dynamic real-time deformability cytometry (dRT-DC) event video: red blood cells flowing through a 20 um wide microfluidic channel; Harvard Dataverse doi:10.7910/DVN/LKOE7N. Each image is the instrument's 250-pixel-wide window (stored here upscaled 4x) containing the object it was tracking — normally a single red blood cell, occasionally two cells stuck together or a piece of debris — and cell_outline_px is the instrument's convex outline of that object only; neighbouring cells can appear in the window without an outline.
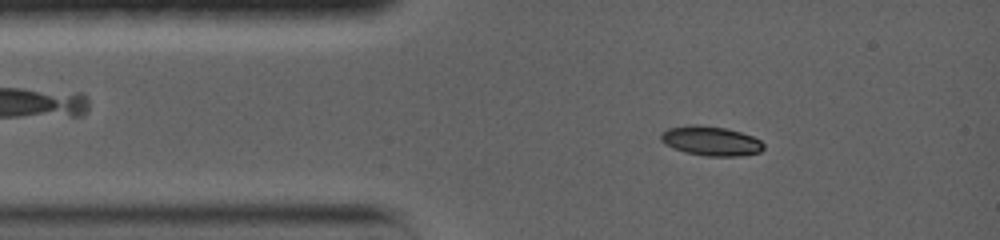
{"species": "common noctule bat (a hibernating species)", "species_latin": "Nyctalus noctula", "temperature_condition": "warm", "stored_images_in_passage": 82, "camera_frame_rate_fps": 5000, "um_per_image_px": 0.085, "animal": {"sex": "female", "body_mass_g": 19.0, "forearm_length_mm": 56.7}, "frame": {"image": 1, "passage_image": 10, "time_ms": 2.0, "image_size_px": [1000, 240], "cell_outline_px": [[764, 148], [760, 152], [740, 156], [704, 156], [684, 152], [672, 148], [664, 144], [660, 140], [660, 136], [668, 128], [688, 124], [700, 124], [724, 128], [740, 132], [752, 136], [760, 140], [764, 144]], "centroid_in_image_um": [60.4, 11.98], "position_along_channel_um": 24.6, "area_um2": 17.8}}
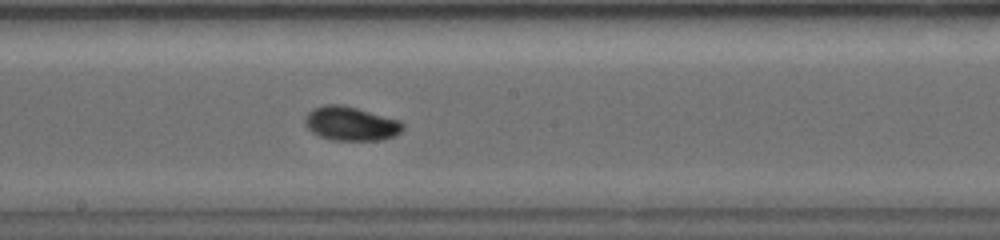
{"frame": {"image": 2, "passage_image": 37, "time_ms": 7.8, "image_size_px": [1000, 240], "cell_outline_px": [[404, 128], [396, 136], [380, 140], [332, 140], [320, 136], [312, 132], [304, 124], [304, 116], [312, 108], [324, 104], [344, 104], [400, 120], [404, 124]], "centroid_in_image_um": [29.81, 10.49], "position_along_channel_um": 218.4, "area_um2": 19.71}}
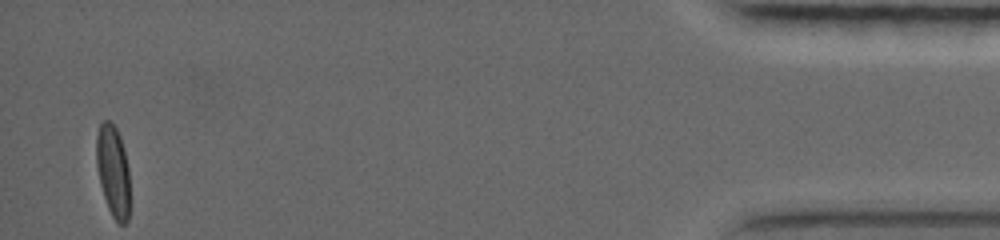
{"frame": {"image": 3, "passage_image": 81, "time_ms": 16.2, "image_size_px": [1000, 240], "cell_outline_px": [[128, 220], [124, 224], [116, 224], [108, 208], [100, 184], [96, 164], [96, 136], [100, 124], [104, 120], [108, 120], [116, 128], [120, 136], [128, 168]], "centroid_in_image_um": [9.58, 14.55], "position_along_channel_um": 425.6, "area_um2": 17.69}, "authors_computed_cell_mechanics": {"area_um2": 18.0047, "velocity_mm_per_s": 3.7881, "shape_relaxation_time_tau1_ms": 4.1557, "shape_relaxation_time_tau2_ms": 4.5214, "deformation_change_tau1": 0.1869, "deformation_change_tau2": 0.0538}}